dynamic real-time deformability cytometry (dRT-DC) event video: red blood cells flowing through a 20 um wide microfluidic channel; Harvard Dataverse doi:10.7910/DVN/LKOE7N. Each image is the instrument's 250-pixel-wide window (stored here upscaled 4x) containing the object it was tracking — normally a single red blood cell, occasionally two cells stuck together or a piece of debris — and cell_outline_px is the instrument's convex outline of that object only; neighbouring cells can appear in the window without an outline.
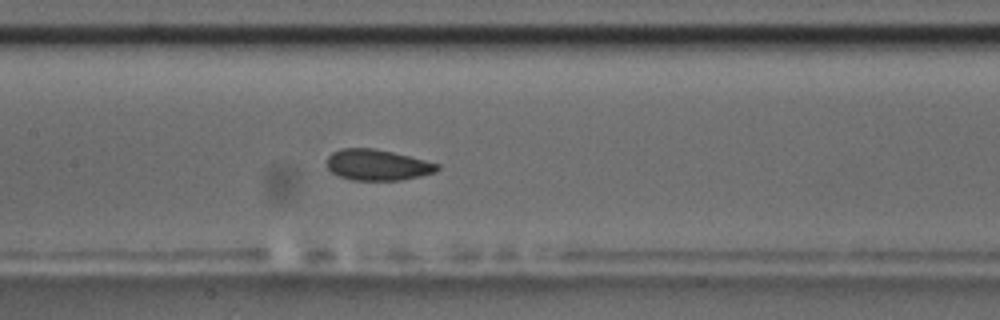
{"species": "common noctule bat (a hibernating species)", "species_latin": "Nyctalus noctula", "temperature_condition": "room temperature", "stored_images_in_passage": 44, "camera_frame_rate_fps": 3000, "um_per_image_px": 0.085, "animal": {"sex": "male", "body_mass_g": 17.5, "forearm_length_mm": 52.3}, "frame": {"image": 1, "passage_image": 19, "time_ms": 6.0, "image_size_px": [1000, 320], "cell_outline_px": [[440, 168], [436, 172], [420, 176], [400, 180], [352, 180], [340, 176], [332, 172], [328, 168], [328, 156], [332, 152], [340, 148], [372, 148], [392, 152], [440, 164]], "centroid_in_image_um": [32.09, 14.02], "position_along_channel_um": 175.3, "area_um2": 19.77}, "authors_computed_cell_mechanics": {"area_um2": 20.23, "velocity_mm_per_s": 3.6915, "shape_relaxation_time_tau1_ms": 3.645, "shape_relaxation_time_tau2_ms": 1.6049, "deformation_change_tau1": 0.0917, "deformation_change_tau2": 0.063}}